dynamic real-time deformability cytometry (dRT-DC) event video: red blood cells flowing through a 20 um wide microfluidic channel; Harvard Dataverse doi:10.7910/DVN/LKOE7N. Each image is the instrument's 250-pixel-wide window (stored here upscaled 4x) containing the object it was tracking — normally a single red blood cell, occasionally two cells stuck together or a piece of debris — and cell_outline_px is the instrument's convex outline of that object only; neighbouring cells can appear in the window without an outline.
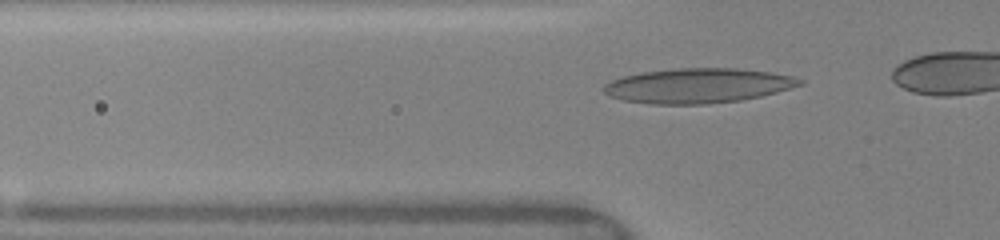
{"species": "human", "species_latin": "Homo sapiens", "temperature_condition": "warm", "stored_images_in_passage": 39, "camera_frame_rate_fps": 3000, "um_per_image_px": 0.085, "donor": {"sex": "female"}, "frame": {"image": 1, "passage_image": 12, "time_ms": 2.667, "image_size_px": [1000, 240], "cell_outline_px": [[804, 84], [776, 92], [760, 96], [740, 100], [704, 104], [652, 104], [624, 100], [608, 96], [600, 88], [604, 84], [612, 80], [624, 76], [644, 72], [676, 68], [736, 68], [768, 72], [792, 76], [804, 80]], "centroid_in_image_um": [59.3, 7.28], "position_along_channel_um": 66.5, "area_um2": 39.59}}
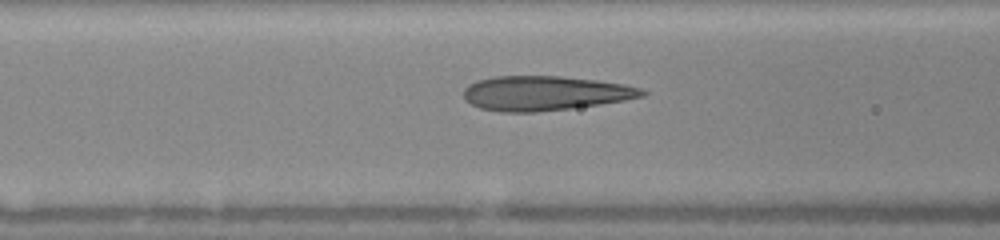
{"frame": {"image": 2, "passage_image": 18, "time_ms": 4.0, "image_size_px": [1000, 240], "cell_outline_px": [[648, 92], [644, 96], [624, 100], [600, 104], [572, 108], [536, 112], [500, 112], [480, 108], [464, 100], [464, 88], [468, 84], [476, 80], [492, 76], [560, 76], [596, 80], [624, 84], [640, 88]], "centroid_in_image_um": [46.28, 7.92], "position_along_channel_um": 120.3, "area_um2": 36.07}}
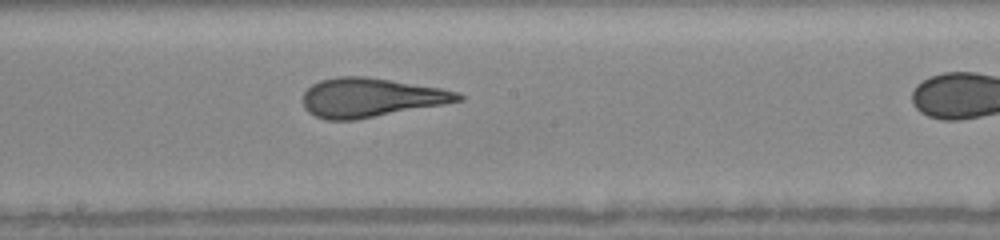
{"frame": {"image": 3, "passage_image": 27, "time_ms": 6.333, "image_size_px": [1000, 240], "cell_outline_px": [[464, 100], [444, 104], [356, 120], [324, 120], [308, 112], [304, 108], [304, 92], [312, 84], [320, 80], [336, 76], [364, 76], [440, 88], [456, 92], [464, 96]], "centroid_in_image_um": [31.49, 8.3], "position_along_channel_um": 216.7, "area_um2": 35.2}}